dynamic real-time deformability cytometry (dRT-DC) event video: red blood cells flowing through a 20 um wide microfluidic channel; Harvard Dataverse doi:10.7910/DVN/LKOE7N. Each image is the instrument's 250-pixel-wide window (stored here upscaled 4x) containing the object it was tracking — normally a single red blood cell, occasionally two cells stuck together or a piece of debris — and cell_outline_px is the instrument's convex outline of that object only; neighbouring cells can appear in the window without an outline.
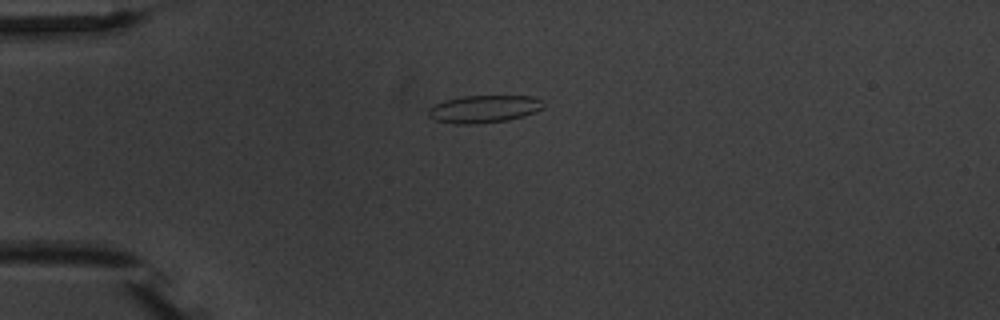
{"species": "common noctule bat (a hibernating species)", "species_latin": "Nyctalus noctula", "temperature_condition": "warm", "stored_images_in_passage": 3, "camera_frame_rate_fps": 3000, "um_per_image_px": 0.085, "animal": {"sex": "male", "body_mass_g": 20.1, "forearm_length_mm": 53.5}, "frame": {"image": 1, "passage_image": 1, "time_ms": 0.0, "image_size_px": [1000, 320], "cell_outline_px": [[544, 108], [536, 112], [524, 116], [508, 120], [476, 124], [456, 124], [436, 120], [428, 116], [428, 108], [444, 100], [464, 96], [536, 96], [544, 100]], "centroid_in_image_um": [41.19, 9.26], "position_along_channel_um": 43.8, "area_um2": 18.67}}